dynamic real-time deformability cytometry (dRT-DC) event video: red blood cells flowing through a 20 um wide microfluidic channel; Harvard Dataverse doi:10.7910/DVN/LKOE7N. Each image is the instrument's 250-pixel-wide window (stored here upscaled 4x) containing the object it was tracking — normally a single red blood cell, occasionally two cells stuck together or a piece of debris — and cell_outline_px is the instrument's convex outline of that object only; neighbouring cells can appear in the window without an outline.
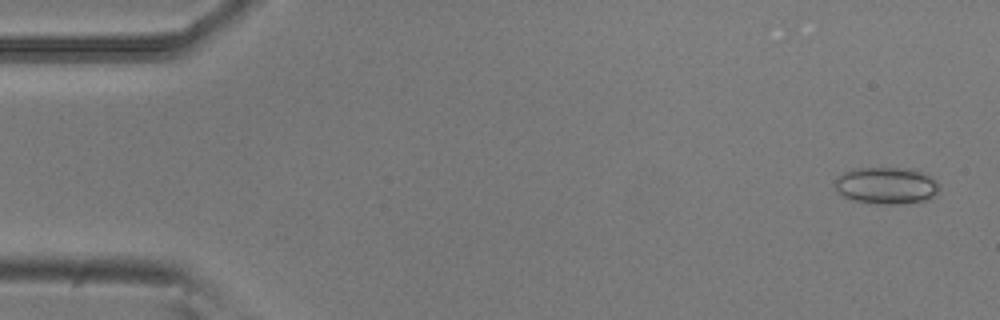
{"species": "common noctule bat (a hibernating species)", "species_latin": "Nyctalus noctula", "temperature_condition": "room temperature", "stored_images_in_passage": 10, "camera_frame_rate_fps": 3000, "um_per_image_px": 0.085, "animal": {"sex": "male", "body_mass_g": 20.5, "forearm_length_mm": 52.5}, "frame": {"image": 1, "passage_image": 2, "time_ms": 0.333, "image_size_px": [1000, 320], "cell_outline_px": [[940, 188], [932, 196], [924, 200], [896, 204], [876, 204], [852, 200], [844, 196], [836, 188], [836, 176], [852, 168], [912, 168], [924, 172], [932, 176], [936, 180]], "centroid_in_image_um": [75.35, 15.75], "position_along_channel_um": 9.7, "area_um2": 22.48}}